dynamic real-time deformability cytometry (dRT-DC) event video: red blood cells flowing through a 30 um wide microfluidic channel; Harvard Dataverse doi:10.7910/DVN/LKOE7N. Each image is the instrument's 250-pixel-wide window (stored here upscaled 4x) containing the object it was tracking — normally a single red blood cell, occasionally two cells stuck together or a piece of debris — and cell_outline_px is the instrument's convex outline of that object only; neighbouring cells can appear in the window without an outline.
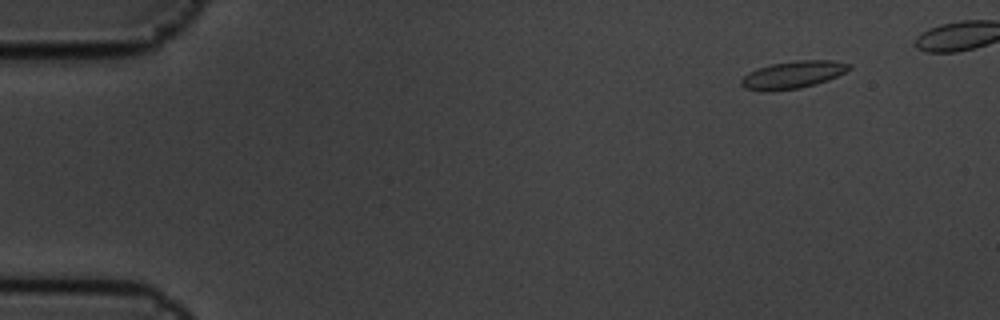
{"species": "common noctule bat (a hibernating species)", "species_latin": "Nyctalus noctula", "temperature_condition": "cold", "stored_images_in_passage": 9, "segment_of_instrument_passage": [1, 2], "camera_frame_rate_fps": 3000, "um_per_image_px": 0.085, "animal": {"sex": "male", "body_mass_g": 19.5, "forearm_length_mm": 54.6}, "frame": {"image": 1, "passage_image": 2, "time_ms": 0.333, "image_size_px": [1000, 320], "cell_outline_px": [[852, 68], [828, 80], [816, 84], [800, 88], [772, 92], [764, 92], [744, 88], [740, 84], [740, 80], [744, 76], [756, 68], [772, 64], [800, 60], [832, 60], [852, 64]], "centroid_in_image_um": [67.38, 6.37], "position_along_channel_um": 17.6, "area_um2": 17.4}}
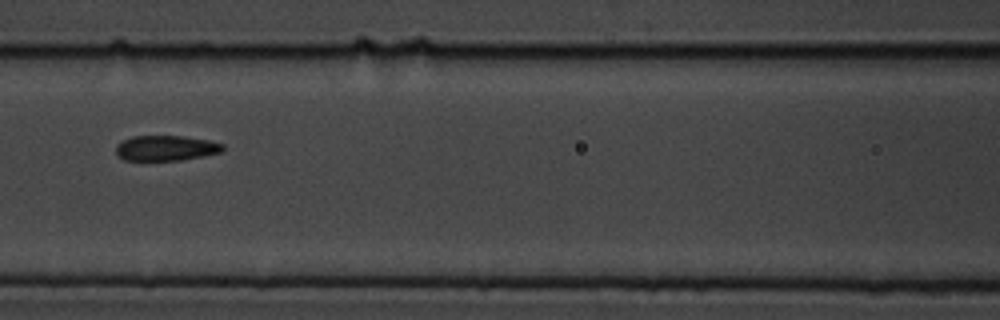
{"frame": {"image": 2, "passage_image": 8, "time_ms": 2.333, "image_size_px": [1000, 320], "cell_outline_px": [[224, 152], [184, 160], [124, 160], [116, 152], [116, 144], [132, 136], [184, 136], [208, 140], [224, 144]], "centroid_in_image_um": [14.15, 12.59], "position_along_channel_um": 152.4, "area_um2": 15.84}}